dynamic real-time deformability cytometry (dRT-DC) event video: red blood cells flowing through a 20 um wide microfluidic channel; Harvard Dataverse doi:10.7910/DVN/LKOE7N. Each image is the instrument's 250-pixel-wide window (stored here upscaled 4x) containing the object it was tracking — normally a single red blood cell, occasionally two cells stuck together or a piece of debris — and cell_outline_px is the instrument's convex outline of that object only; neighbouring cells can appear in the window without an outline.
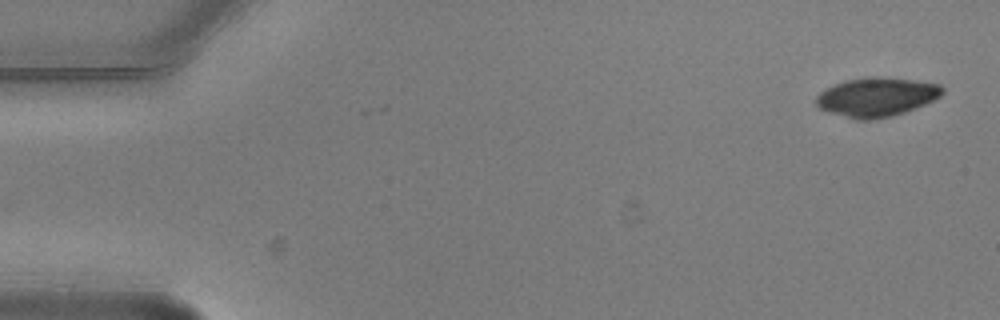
{"species": "common noctule bat (a hibernating species)", "species_latin": "Nyctalus noctula", "temperature_condition": "warm", "stored_images_in_passage": 6, "camera_frame_rate_fps": 3000, "um_per_image_px": 0.085, "animal": {"sex": "male", "body_mass_g": 20.5, "forearm_length_mm": 52.5}, "frame": {"image": 1, "passage_image": 1, "time_ms": 0.0, "image_size_px": [1000, 320], "cell_outline_px": [[944, 92], [940, 96], [916, 108], [892, 116], [868, 120], [856, 120], [828, 112], [820, 108], [816, 104], [816, 96], [820, 92], [836, 84], [848, 80], [868, 76], [876, 76], [940, 84], [944, 88]], "centroid_in_image_um": [74.49, 8.26], "position_along_channel_um": 10.5, "area_um2": 28.44}}